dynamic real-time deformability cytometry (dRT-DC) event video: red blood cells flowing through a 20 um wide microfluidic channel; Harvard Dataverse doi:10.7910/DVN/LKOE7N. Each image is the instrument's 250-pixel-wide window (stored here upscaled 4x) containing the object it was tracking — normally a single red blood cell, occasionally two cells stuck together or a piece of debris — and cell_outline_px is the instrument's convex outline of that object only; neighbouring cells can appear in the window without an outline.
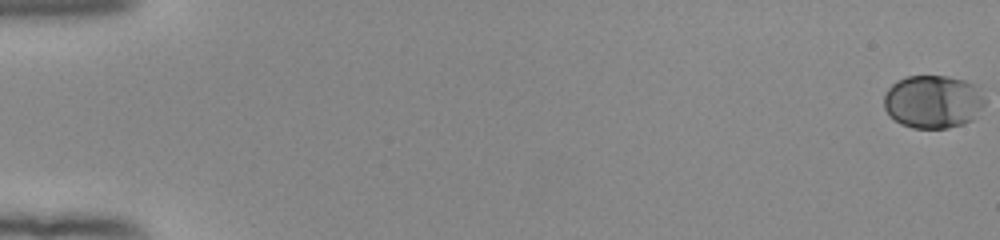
{"species": "human", "species_latin": "Homo sapiens", "temperature_condition": "room temperature", "stored_images_in_passage": 55, "camera_frame_rate_fps": 3000, "um_per_image_px": 0.085, "donor": {"sex": "female"}, "frame": {"image": 1, "passage_image": 1, "time_ms": 0.0, "image_size_px": [1000, 240], "cell_outline_px": [[972, 88], [968, 120], [960, 124], [948, 128], [916, 128], [904, 124], [896, 120], [884, 108], [884, 96], [888, 88], [892, 84], [908, 76], [944, 76], [964, 80], [972, 84]], "centroid_in_image_um": [78.99, 8.62], "position_along_channel_um": 6.0, "area_um2": 28.26}}
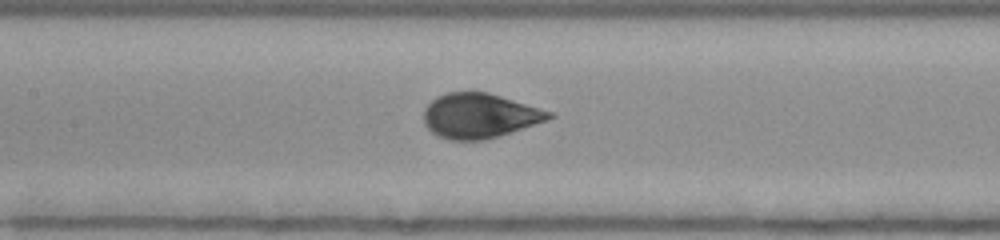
{"frame": {"image": 2, "passage_image": 28, "time_ms": 9.0, "image_size_px": [1000, 240], "cell_outline_px": [[556, 116], [548, 120], [484, 140], [452, 140], [440, 136], [432, 132], [424, 124], [424, 108], [436, 96], [448, 92], [488, 92], [552, 112]], "centroid_in_image_um": [40.74, 9.83], "position_along_channel_um": 166.7, "area_um2": 32.37}}
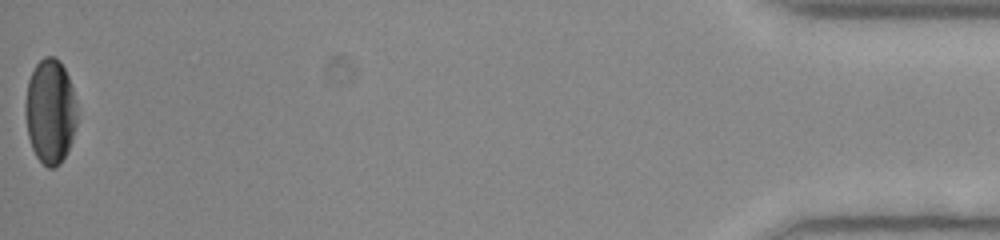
{"frame": {"image": 3, "passage_image": 55, "time_ms": 18.0, "image_size_px": [1000, 240], "cell_outline_px": [[76, 124], [72, 140], [60, 164], [52, 168], [48, 168], [36, 156], [32, 148], [28, 136], [24, 112], [24, 104], [28, 80], [36, 64], [44, 56], [52, 56], [60, 60], [68, 76], [72, 88], [76, 104]], "centroid_in_image_um": [4.25, 9.45], "position_along_channel_um": 431.0, "area_um2": 31.62}, "authors_computed_cell_mechanics": {"area_um2": 31.5588, "velocity_mm_per_s": 3.9284, "shape_relaxation_time_tau1_ms": 2.9641, "shape_relaxation_time_tau2_ms": null, "deformation_change_tau1": 0.1481, "deformation_change_tau2": null}}